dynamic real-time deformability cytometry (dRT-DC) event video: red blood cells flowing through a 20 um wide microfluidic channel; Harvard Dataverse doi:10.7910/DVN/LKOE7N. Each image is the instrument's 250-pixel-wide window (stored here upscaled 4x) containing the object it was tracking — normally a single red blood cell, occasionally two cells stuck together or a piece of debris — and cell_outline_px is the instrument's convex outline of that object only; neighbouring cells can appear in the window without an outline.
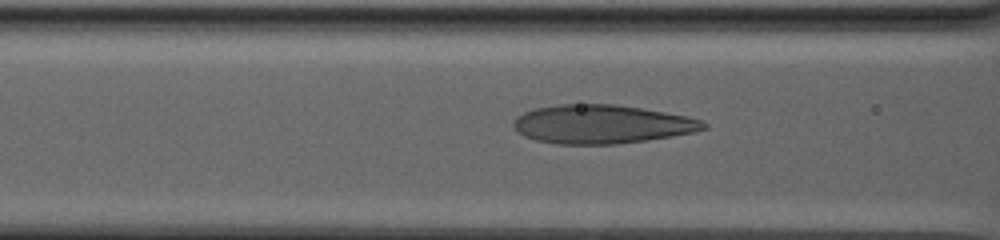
{"species": "human", "species_latin": "Homo sapiens", "temperature_condition": "warm", "stored_images_in_passage": 63, "camera_frame_rate_fps": 3000, "um_per_image_px": 0.085, "donor": {"sex": "male"}, "frame": {"image": 1, "passage_image": 30, "time_ms": 9.667, "image_size_px": [1000, 240], "cell_outline_px": [[708, 128], [692, 132], [672, 136], [616, 144], [556, 144], [536, 140], [524, 136], [516, 132], [512, 124], [512, 120], [516, 116], [524, 112], [536, 108], [556, 104], [616, 104], [688, 116], [704, 120], [708, 124]], "centroid_in_image_um": [51.12, 10.55], "position_along_channel_um": 115.5, "area_um2": 43.06}}
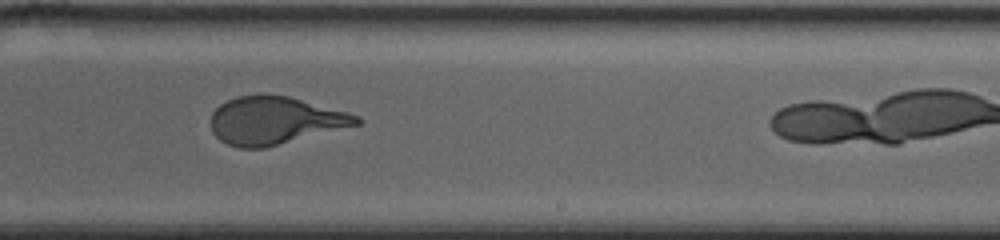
{"frame": {"image": 2, "passage_image": 48, "time_ms": 15.667, "image_size_px": [1000, 240], "cell_outline_px": [[364, 120], [360, 124], [264, 148], [240, 148], [228, 144], [220, 140], [212, 132], [212, 112], [220, 104], [236, 96], [260, 92], [288, 96], [348, 112], [360, 116]], "centroid_in_image_um": [23.36, 10.22], "position_along_channel_um": 265.6, "area_um2": 40.75}}
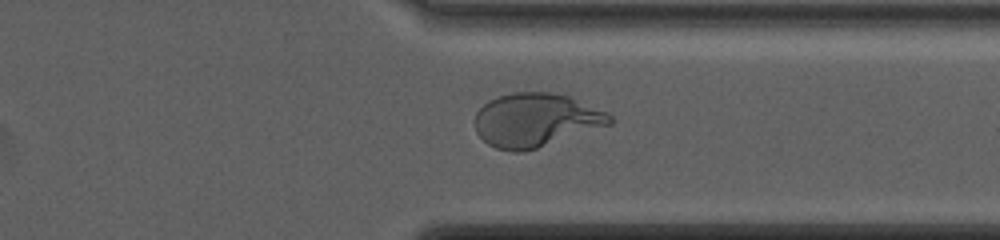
{"frame": {"image": 3, "passage_image": 60, "time_ms": 19.667, "image_size_px": [1000, 240], "cell_outline_px": [[612, 124], [536, 148], [520, 152], [512, 152], [496, 148], [488, 144], [476, 132], [476, 112], [488, 100], [512, 92], [548, 92], [568, 96], [608, 112], [612, 116]], "centroid_in_image_um": [45.54, 10.2], "position_along_channel_um": 365.9, "area_um2": 41.85}}